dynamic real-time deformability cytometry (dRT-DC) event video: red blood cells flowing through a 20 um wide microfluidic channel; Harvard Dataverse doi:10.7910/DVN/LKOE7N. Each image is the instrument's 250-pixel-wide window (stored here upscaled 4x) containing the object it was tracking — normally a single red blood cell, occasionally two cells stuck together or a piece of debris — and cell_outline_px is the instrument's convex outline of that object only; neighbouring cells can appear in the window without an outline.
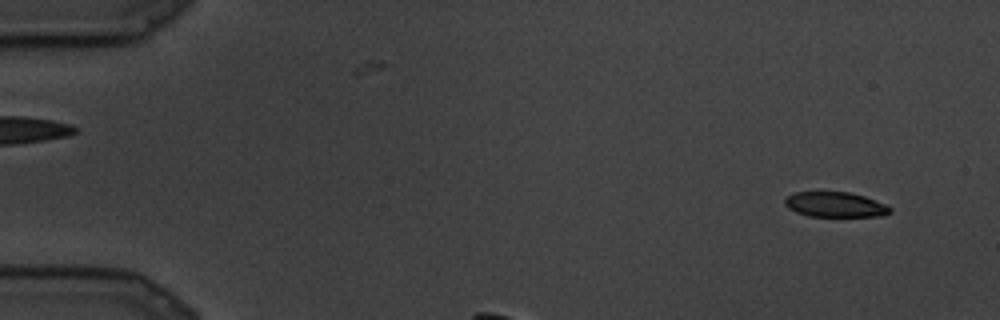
{"species": "common noctule bat (a hibernating species)", "species_latin": "Nyctalus noctula", "temperature_condition": "cold", "stored_images_in_passage": 5, "camera_frame_rate_fps": 3000, "um_per_image_px": 0.085, "animal": {"sex": "male", "body_mass_g": 19.5, "forearm_length_mm": 54.6}, "frame": {"image": 1, "passage_image": 1, "time_ms": 0.0, "image_size_px": [1000, 320], "cell_outline_px": [[892, 212], [884, 216], [808, 216], [796, 212], [788, 208], [784, 204], [784, 200], [788, 196], [796, 192], [848, 192], [864, 196], [884, 204], [892, 208]], "centroid_in_image_um": [70.99, 17.4], "position_along_channel_um": 14.0, "area_um2": 15.32}}